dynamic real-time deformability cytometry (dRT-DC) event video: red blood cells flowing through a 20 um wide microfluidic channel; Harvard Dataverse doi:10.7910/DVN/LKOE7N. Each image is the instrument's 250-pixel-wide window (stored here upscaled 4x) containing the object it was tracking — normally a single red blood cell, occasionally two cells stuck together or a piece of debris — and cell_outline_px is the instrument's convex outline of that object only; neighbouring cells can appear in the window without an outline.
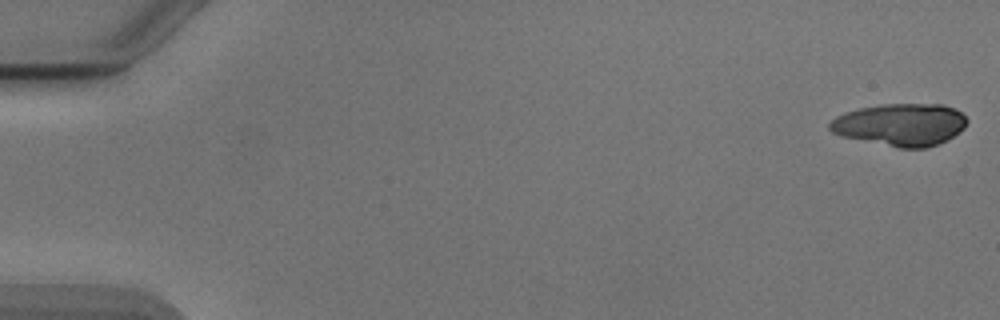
{"species": "Egyptian fruit bat (a non-hibernating species)", "species_latin": "Rousettus aegyptiacus", "temperature_condition": "cold", "stored_images_in_passage": 11, "camera_frame_rate_fps": 3000, "um_per_image_px": 0.085, "animal": {"sex": "male"}, "frame": {"image": 1, "passage_image": 1, "time_ms": 0.0, "image_size_px": [1000, 320], "cell_outline_px": [[968, 120], [964, 128], [960, 132], [936, 144], [924, 148], [900, 148], [840, 136], [832, 132], [828, 128], [828, 124], [836, 116], [860, 108], [880, 104], [944, 104], [956, 108]], "centroid_in_image_um": [76.54, 10.58], "position_along_channel_um": 8.5, "area_um2": 33.81}}